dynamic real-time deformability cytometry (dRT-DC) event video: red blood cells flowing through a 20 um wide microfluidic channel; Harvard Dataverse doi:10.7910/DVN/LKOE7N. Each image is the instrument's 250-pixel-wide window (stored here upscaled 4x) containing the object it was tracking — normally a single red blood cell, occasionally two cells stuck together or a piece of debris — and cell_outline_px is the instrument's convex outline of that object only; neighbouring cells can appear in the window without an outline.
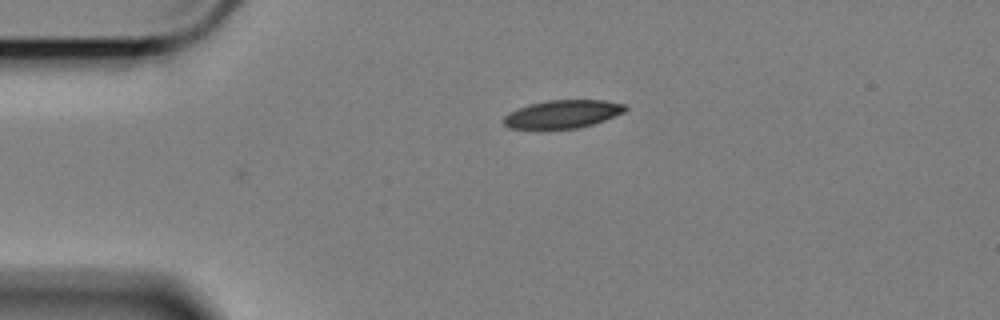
{"species": "Egyptian fruit bat (a non-hibernating species)", "species_latin": "Rousettus aegyptiacus", "temperature_condition": "cold", "stored_images_in_passage": 3, "camera_frame_rate_fps": 3000, "um_per_image_px": 0.085, "animal": {"sex": "female"}, "frame": {"image": 1, "passage_image": 3, "time_ms": 0.667, "image_size_px": [1000, 320], "cell_outline_px": [[628, 108], [624, 112], [604, 120], [592, 124], [576, 128], [508, 128], [504, 124], [504, 116], [528, 104], [548, 100], [604, 100], [628, 104]], "centroid_in_image_um": [47.88, 9.68], "position_along_channel_um": 37.1, "area_um2": 19.65}}